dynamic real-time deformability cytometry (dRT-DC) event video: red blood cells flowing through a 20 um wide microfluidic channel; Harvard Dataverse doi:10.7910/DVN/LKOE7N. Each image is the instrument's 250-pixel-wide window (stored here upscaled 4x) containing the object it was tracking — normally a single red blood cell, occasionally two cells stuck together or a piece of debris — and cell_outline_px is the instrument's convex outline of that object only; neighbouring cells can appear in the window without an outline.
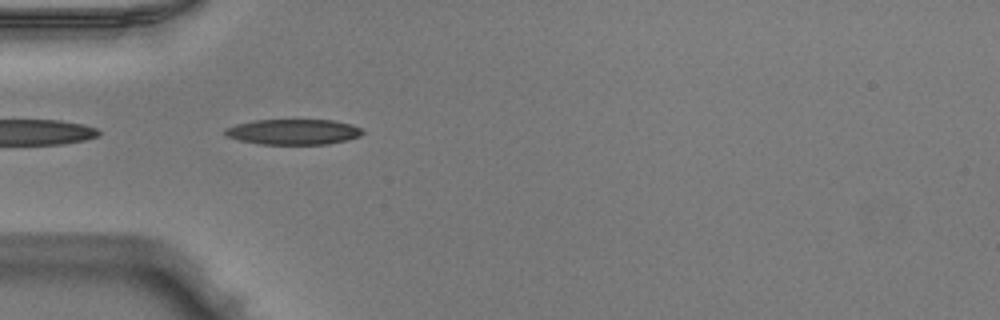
{"species": "Egyptian fruit bat (a non-hibernating species)", "species_latin": "Rousettus aegyptiacus", "temperature_condition": "warm", "stored_images_in_passage": 36, "camera_frame_rate_fps": 3000, "um_per_image_px": 0.085, "animal": {"sex": "male"}, "frame": {"image": 1, "passage_image": 1, "time_ms": 0.0, "image_size_px": [1000, 320], "cell_outline_px": [[364, 132], [360, 136], [348, 140], [328, 144], [260, 144], [240, 140], [224, 136], [224, 128], [236, 124], [252, 120], [332, 120], [352, 124], [360, 128]], "centroid_in_image_um": [24.92, 11.2], "position_along_channel_um": 60.1, "area_um2": 20.52}}
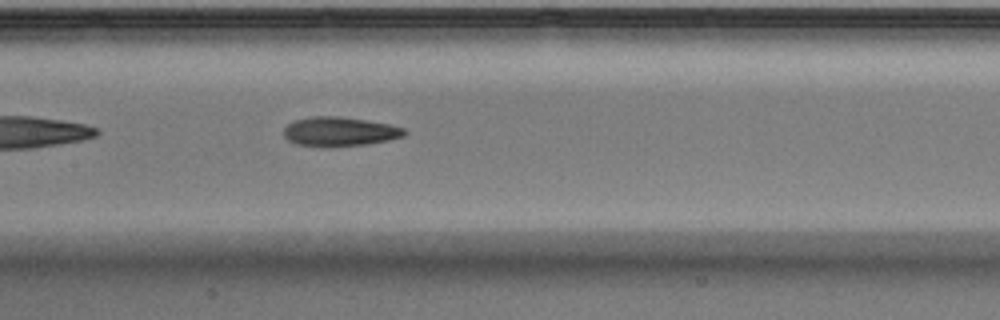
{"frame": {"image": 2, "passage_image": 10, "time_ms": 3.0, "image_size_px": [1000, 320], "cell_outline_px": [[408, 132], [404, 136], [388, 140], [368, 144], [320, 148], [296, 144], [288, 140], [284, 136], [284, 128], [288, 124], [296, 120], [312, 116], [336, 116], [364, 120], [388, 124], [404, 128]], "centroid_in_image_um": [28.85, 11.2], "position_along_channel_um": 178.6, "area_um2": 20.69}}
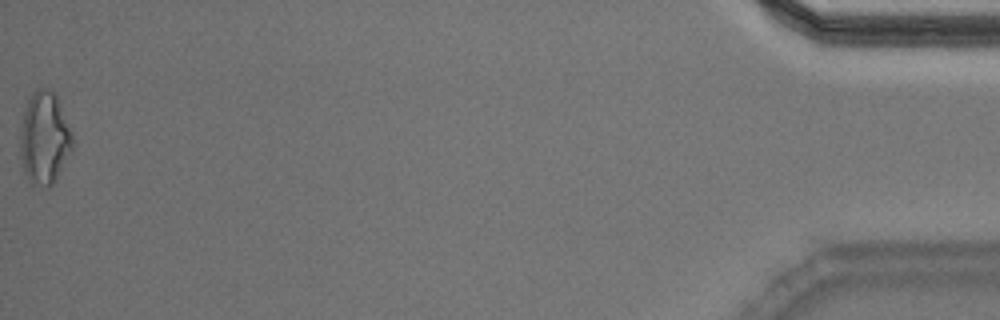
{"frame": {"image": 3, "passage_image": 36, "time_ms": 11.667, "image_size_px": [1000, 320], "cell_outline_px": [[72, 148], [52, 184], [48, 188], [32, 184], [28, 180], [24, 172], [20, 156], [20, 128], [24, 112], [28, 100], [32, 92], [36, 88], [48, 88], [56, 96], [72, 132]], "centroid_in_image_um": [3.74, 11.74], "position_along_channel_um": 431.5, "area_um2": 27.92}, "authors_computed_cell_mechanics": {"area_um2": 20.519, "velocity_mm_per_s": 4.0239, "shape_relaxation_time_tau1_ms": 6.4833, "shape_relaxation_time_tau2_ms": 2.3297, "deformation_change_tau1": 0.224, "deformation_change_tau2": 0.1194}}